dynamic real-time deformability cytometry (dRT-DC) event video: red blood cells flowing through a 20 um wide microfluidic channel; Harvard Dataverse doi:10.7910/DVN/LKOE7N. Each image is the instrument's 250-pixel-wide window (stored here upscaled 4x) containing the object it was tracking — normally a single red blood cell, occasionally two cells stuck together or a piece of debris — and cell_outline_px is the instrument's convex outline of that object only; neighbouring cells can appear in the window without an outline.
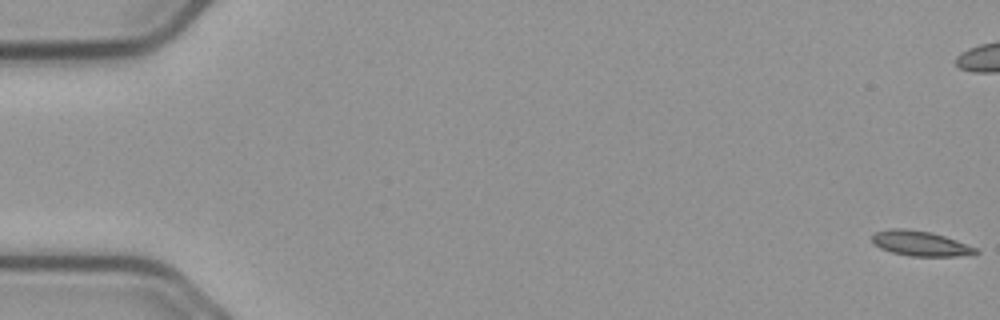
{"species": "common noctule bat (a hibernating species)", "species_latin": "Nyctalus noctula", "temperature_condition": "cold", "stored_images_in_passage": 57, "camera_frame_rate_fps": 3000, "um_per_image_px": 0.085, "animal": {"sex": "male", "body_mass_g": 23.1, "forearm_length_mm": 52.7}, "frame": {"image": 1, "passage_image": 1, "time_ms": 0.0, "image_size_px": [1000, 320], "cell_outline_px": [[980, 252], [956, 256], [908, 256], [892, 252], [880, 248], [872, 244], [872, 236], [876, 232], [888, 228], [904, 228], [932, 232], [956, 240], [976, 248]], "centroid_in_image_um": [78.17, 20.68], "position_along_channel_um": 6.8, "area_um2": 15.09}}
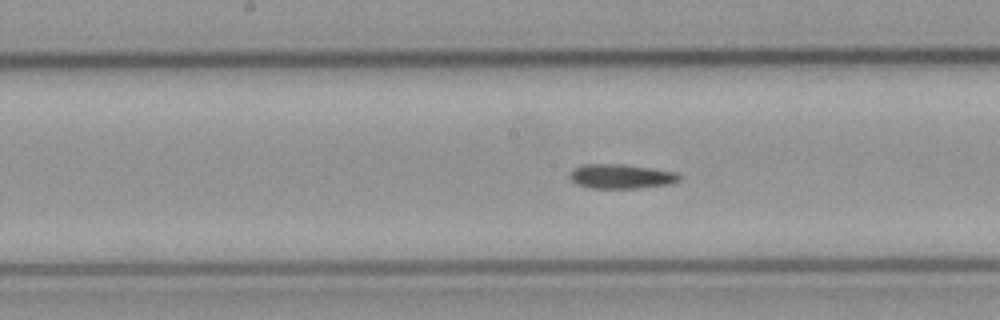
{"frame": {"image": 2, "passage_image": 29, "time_ms": 9.333, "image_size_px": [1000, 320], "cell_outline_px": [[680, 180], [668, 184], [640, 188], [588, 188], [576, 184], [568, 176], [576, 168], [584, 164], [620, 164], [652, 168], [676, 172], [680, 176]], "centroid_in_image_um": [52.79, 15.0], "position_along_channel_um": 195.4, "area_um2": 15.49}}
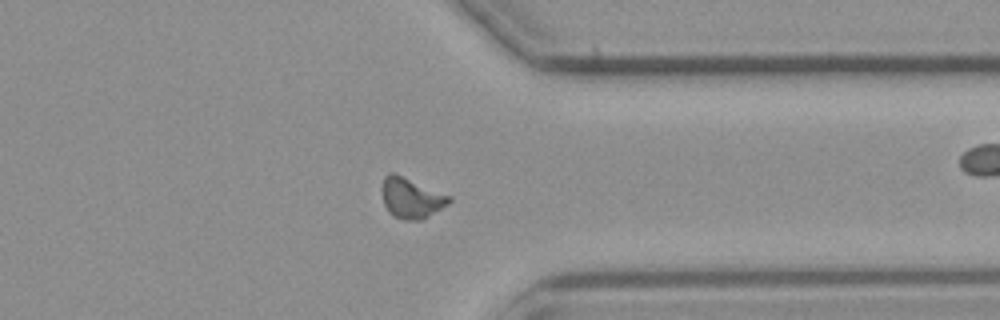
{"frame": {"image": 3, "passage_image": 44, "time_ms": 14.333, "image_size_px": [1000, 320], "cell_outline_px": [[452, 200], [448, 204], [428, 216], [420, 220], [404, 220], [392, 216], [388, 212], [384, 204], [380, 188], [384, 176], [388, 172], [392, 172], [452, 196]], "centroid_in_image_um": [34.92, 16.83], "position_along_channel_um": 376.5, "area_um2": 15.95}}